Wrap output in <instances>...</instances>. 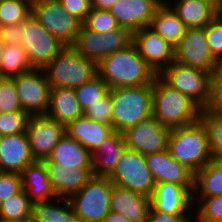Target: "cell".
Masks as SVG:
<instances>
[{
    "label": "cell",
    "instance_id": "cell-7",
    "mask_svg": "<svg viewBox=\"0 0 222 222\" xmlns=\"http://www.w3.org/2000/svg\"><path fill=\"white\" fill-rule=\"evenodd\" d=\"M32 16L65 46H73L82 23L59 0H33Z\"/></svg>",
    "mask_w": 222,
    "mask_h": 222
},
{
    "label": "cell",
    "instance_id": "cell-24",
    "mask_svg": "<svg viewBox=\"0 0 222 222\" xmlns=\"http://www.w3.org/2000/svg\"><path fill=\"white\" fill-rule=\"evenodd\" d=\"M126 149L122 133L114 131L91 153L93 176L109 177Z\"/></svg>",
    "mask_w": 222,
    "mask_h": 222
},
{
    "label": "cell",
    "instance_id": "cell-21",
    "mask_svg": "<svg viewBox=\"0 0 222 222\" xmlns=\"http://www.w3.org/2000/svg\"><path fill=\"white\" fill-rule=\"evenodd\" d=\"M34 162L26 132L0 137V172L21 174Z\"/></svg>",
    "mask_w": 222,
    "mask_h": 222
},
{
    "label": "cell",
    "instance_id": "cell-46",
    "mask_svg": "<svg viewBox=\"0 0 222 222\" xmlns=\"http://www.w3.org/2000/svg\"><path fill=\"white\" fill-rule=\"evenodd\" d=\"M194 214H168L155 211L151 206L146 222H193ZM193 217V218H192Z\"/></svg>",
    "mask_w": 222,
    "mask_h": 222
},
{
    "label": "cell",
    "instance_id": "cell-25",
    "mask_svg": "<svg viewBox=\"0 0 222 222\" xmlns=\"http://www.w3.org/2000/svg\"><path fill=\"white\" fill-rule=\"evenodd\" d=\"M21 178L22 187L33 204L57 198L43 161H35L27 165L21 173Z\"/></svg>",
    "mask_w": 222,
    "mask_h": 222
},
{
    "label": "cell",
    "instance_id": "cell-53",
    "mask_svg": "<svg viewBox=\"0 0 222 222\" xmlns=\"http://www.w3.org/2000/svg\"><path fill=\"white\" fill-rule=\"evenodd\" d=\"M29 222H40V221L32 215V216L29 218Z\"/></svg>",
    "mask_w": 222,
    "mask_h": 222
},
{
    "label": "cell",
    "instance_id": "cell-29",
    "mask_svg": "<svg viewBox=\"0 0 222 222\" xmlns=\"http://www.w3.org/2000/svg\"><path fill=\"white\" fill-rule=\"evenodd\" d=\"M149 28L158 33L174 48L181 42L188 29L179 19V16L165 2L152 17Z\"/></svg>",
    "mask_w": 222,
    "mask_h": 222
},
{
    "label": "cell",
    "instance_id": "cell-30",
    "mask_svg": "<svg viewBox=\"0 0 222 222\" xmlns=\"http://www.w3.org/2000/svg\"><path fill=\"white\" fill-rule=\"evenodd\" d=\"M222 195V159H212L194 178L193 198Z\"/></svg>",
    "mask_w": 222,
    "mask_h": 222
},
{
    "label": "cell",
    "instance_id": "cell-14",
    "mask_svg": "<svg viewBox=\"0 0 222 222\" xmlns=\"http://www.w3.org/2000/svg\"><path fill=\"white\" fill-rule=\"evenodd\" d=\"M170 131L151 116L124 130L122 136L128 149L145 156L167 150Z\"/></svg>",
    "mask_w": 222,
    "mask_h": 222
},
{
    "label": "cell",
    "instance_id": "cell-52",
    "mask_svg": "<svg viewBox=\"0 0 222 222\" xmlns=\"http://www.w3.org/2000/svg\"><path fill=\"white\" fill-rule=\"evenodd\" d=\"M217 8L219 12H222V0H216Z\"/></svg>",
    "mask_w": 222,
    "mask_h": 222
},
{
    "label": "cell",
    "instance_id": "cell-4",
    "mask_svg": "<svg viewBox=\"0 0 222 222\" xmlns=\"http://www.w3.org/2000/svg\"><path fill=\"white\" fill-rule=\"evenodd\" d=\"M113 129L122 133L152 116L153 84L111 89Z\"/></svg>",
    "mask_w": 222,
    "mask_h": 222
},
{
    "label": "cell",
    "instance_id": "cell-31",
    "mask_svg": "<svg viewBox=\"0 0 222 222\" xmlns=\"http://www.w3.org/2000/svg\"><path fill=\"white\" fill-rule=\"evenodd\" d=\"M33 216L40 222H80L66 198L34 203Z\"/></svg>",
    "mask_w": 222,
    "mask_h": 222
},
{
    "label": "cell",
    "instance_id": "cell-2",
    "mask_svg": "<svg viewBox=\"0 0 222 222\" xmlns=\"http://www.w3.org/2000/svg\"><path fill=\"white\" fill-rule=\"evenodd\" d=\"M200 112L193 101L159 76L154 79L152 116L158 123L170 129L188 126L199 120Z\"/></svg>",
    "mask_w": 222,
    "mask_h": 222
},
{
    "label": "cell",
    "instance_id": "cell-41",
    "mask_svg": "<svg viewBox=\"0 0 222 222\" xmlns=\"http://www.w3.org/2000/svg\"><path fill=\"white\" fill-rule=\"evenodd\" d=\"M112 110L111 89H109L102 98L87 108L83 115L94 121L113 126Z\"/></svg>",
    "mask_w": 222,
    "mask_h": 222
},
{
    "label": "cell",
    "instance_id": "cell-51",
    "mask_svg": "<svg viewBox=\"0 0 222 222\" xmlns=\"http://www.w3.org/2000/svg\"><path fill=\"white\" fill-rule=\"evenodd\" d=\"M4 48H5V43L2 41L1 36H0V60L3 55Z\"/></svg>",
    "mask_w": 222,
    "mask_h": 222
},
{
    "label": "cell",
    "instance_id": "cell-15",
    "mask_svg": "<svg viewBox=\"0 0 222 222\" xmlns=\"http://www.w3.org/2000/svg\"><path fill=\"white\" fill-rule=\"evenodd\" d=\"M26 134L33 158L43 161L51 156L54 147L66 134V126L47 115L31 116Z\"/></svg>",
    "mask_w": 222,
    "mask_h": 222
},
{
    "label": "cell",
    "instance_id": "cell-49",
    "mask_svg": "<svg viewBox=\"0 0 222 222\" xmlns=\"http://www.w3.org/2000/svg\"><path fill=\"white\" fill-rule=\"evenodd\" d=\"M117 0H91V8L110 10Z\"/></svg>",
    "mask_w": 222,
    "mask_h": 222
},
{
    "label": "cell",
    "instance_id": "cell-9",
    "mask_svg": "<svg viewBox=\"0 0 222 222\" xmlns=\"http://www.w3.org/2000/svg\"><path fill=\"white\" fill-rule=\"evenodd\" d=\"M109 178L114 185L149 198L153 195L156 184L145 156L128 148Z\"/></svg>",
    "mask_w": 222,
    "mask_h": 222
},
{
    "label": "cell",
    "instance_id": "cell-28",
    "mask_svg": "<svg viewBox=\"0 0 222 222\" xmlns=\"http://www.w3.org/2000/svg\"><path fill=\"white\" fill-rule=\"evenodd\" d=\"M49 159L64 168H92V155L67 133L54 147Z\"/></svg>",
    "mask_w": 222,
    "mask_h": 222
},
{
    "label": "cell",
    "instance_id": "cell-54",
    "mask_svg": "<svg viewBox=\"0 0 222 222\" xmlns=\"http://www.w3.org/2000/svg\"><path fill=\"white\" fill-rule=\"evenodd\" d=\"M196 222H220V221H196Z\"/></svg>",
    "mask_w": 222,
    "mask_h": 222
},
{
    "label": "cell",
    "instance_id": "cell-1",
    "mask_svg": "<svg viewBox=\"0 0 222 222\" xmlns=\"http://www.w3.org/2000/svg\"><path fill=\"white\" fill-rule=\"evenodd\" d=\"M98 75L109 89L153 84L158 76L140 56L133 42L125 49L104 57L98 63Z\"/></svg>",
    "mask_w": 222,
    "mask_h": 222
},
{
    "label": "cell",
    "instance_id": "cell-43",
    "mask_svg": "<svg viewBox=\"0 0 222 222\" xmlns=\"http://www.w3.org/2000/svg\"><path fill=\"white\" fill-rule=\"evenodd\" d=\"M204 29L211 53L222 64V14L219 13Z\"/></svg>",
    "mask_w": 222,
    "mask_h": 222
},
{
    "label": "cell",
    "instance_id": "cell-32",
    "mask_svg": "<svg viewBox=\"0 0 222 222\" xmlns=\"http://www.w3.org/2000/svg\"><path fill=\"white\" fill-rule=\"evenodd\" d=\"M34 69L21 45H5L0 60V78H13Z\"/></svg>",
    "mask_w": 222,
    "mask_h": 222
},
{
    "label": "cell",
    "instance_id": "cell-23",
    "mask_svg": "<svg viewBox=\"0 0 222 222\" xmlns=\"http://www.w3.org/2000/svg\"><path fill=\"white\" fill-rule=\"evenodd\" d=\"M113 126L82 115L66 126V133L90 153L94 152L112 133Z\"/></svg>",
    "mask_w": 222,
    "mask_h": 222
},
{
    "label": "cell",
    "instance_id": "cell-12",
    "mask_svg": "<svg viewBox=\"0 0 222 222\" xmlns=\"http://www.w3.org/2000/svg\"><path fill=\"white\" fill-rule=\"evenodd\" d=\"M21 102L22 110L30 116L47 115L51 86L43 69H32L12 78Z\"/></svg>",
    "mask_w": 222,
    "mask_h": 222
},
{
    "label": "cell",
    "instance_id": "cell-40",
    "mask_svg": "<svg viewBox=\"0 0 222 222\" xmlns=\"http://www.w3.org/2000/svg\"><path fill=\"white\" fill-rule=\"evenodd\" d=\"M23 111L12 78H0V113Z\"/></svg>",
    "mask_w": 222,
    "mask_h": 222
},
{
    "label": "cell",
    "instance_id": "cell-42",
    "mask_svg": "<svg viewBox=\"0 0 222 222\" xmlns=\"http://www.w3.org/2000/svg\"><path fill=\"white\" fill-rule=\"evenodd\" d=\"M201 111L222 112V66L210 74L208 100Z\"/></svg>",
    "mask_w": 222,
    "mask_h": 222
},
{
    "label": "cell",
    "instance_id": "cell-33",
    "mask_svg": "<svg viewBox=\"0 0 222 222\" xmlns=\"http://www.w3.org/2000/svg\"><path fill=\"white\" fill-rule=\"evenodd\" d=\"M199 120L206 129L212 159H222V112L201 111Z\"/></svg>",
    "mask_w": 222,
    "mask_h": 222
},
{
    "label": "cell",
    "instance_id": "cell-3",
    "mask_svg": "<svg viewBox=\"0 0 222 222\" xmlns=\"http://www.w3.org/2000/svg\"><path fill=\"white\" fill-rule=\"evenodd\" d=\"M167 150L194 174L212 160L207 132L200 120L188 126L171 129Z\"/></svg>",
    "mask_w": 222,
    "mask_h": 222
},
{
    "label": "cell",
    "instance_id": "cell-47",
    "mask_svg": "<svg viewBox=\"0 0 222 222\" xmlns=\"http://www.w3.org/2000/svg\"><path fill=\"white\" fill-rule=\"evenodd\" d=\"M24 22L0 27V36L5 45H21Z\"/></svg>",
    "mask_w": 222,
    "mask_h": 222
},
{
    "label": "cell",
    "instance_id": "cell-11",
    "mask_svg": "<svg viewBox=\"0 0 222 222\" xmlns=\"http://www.w3.org/2000/svg\"><path fill=\"white\" fill-rule=\"evenodd\" d=\"M21 46L32 67L36 69H43L66 47L32 15L24 22Z\"/></svg>",
    "mask_w": 222,
    "mask_h": 222
},
{
    "label": "cell",
    "instance_id": "cell-16",
    "mask_svg": "<svg viewBox=\"0 0 222 222\" xmlns=\"http://www.w3.org/2000/svg\"><path fill=\"white\" fill-rule=\"evenodd\" d=\"M133 43L140 56L157 74L175 61V48L149 27L135 31Z\"/></svg>",
    "mask_w": 222,
    "mask_h": 222
},
{
    "label": "cell",
    "instance_id": "cell-20",
    "mask_svg": "<svg viewBox=\"0 0 222 222\" xmlns=\"http://www.w3.org/2000/svg\"><path fill=\"white\" fill-rule=\"evenodd\" d=\"M51 186L57 198L69 199L78 193L93 177L92 168H64L49 158L43 160Z\"/></svg>",
    "mask_w": 222,
    "mask_h": 222
},
{
    "label": "cell",
    "instance_id": "cell-39",
    "mask_svg": "<svg viewBox=\"0 0 222 222\" xmlns=\"http://www.w3.org/2000/svg\"><path fill=\"white\" fill-rule=\"evenodd\" d=\"M30 117L24 111L0 113V137L26 132Z\"/></svg>",
    "mask_w": 222,
    "mask_h": 222
},
{
    "label": "cell",
    "instance_id": "cell-38",
    "mask_svg": "<svg viewBox=\"0 0 222 222\" xmlns=\"http://www.w3.org/2000/svg\"><path fill=\"white\" fill-rule=\"evenodd\" d=\"M83 25L92 31L105 33L114 29H118L120 26L117 23L116 18L111 14L109 10L94 9L92 8L87 15Z\"/></svg>",
    "mask_w": 222,
    "mask_h": 222
},
{
    "label": "cell",
    "instance_id": "cell-17",
    "mask_svg": "<svg viewBox=\"0 0 222 222\" xmlns=\"http://www.w3.org/2000/svg\"><path fill=\"white\" fill-rule=\"evenodd\" d=\"M164 0H117L109 10L120 27L135 31L149 27L152 17Z\"/></svg>",
    "mask_w": 222,
    "mask_h": 222
},
{
    "label": "cell",
    "instance_id": "cell-50",
    "mask_svg": "<svg viewBox=\"0 0 222 222\" xmlns=\"http://www.w3.org/2000/svg\"><path fill=\"white\" fill-rule=\"evenodd\" d=\"M0 222H29V218L19 219V220H3V219H0Z\"/></svg>",
    "mask_w": 222,
    "mask_h": 222
},
{
    "label": "cell",
    "instance_id": "cell-22",
    "mask_svg": "<svg viewBox=\"0 0 222 222\" xmlns=\"http://www.w3.org/2000/svg\"><path fill=\"white\" fill-rule=\"evenodd\" d=\"M187 28H203L220 12L216 0H164ZM173 4V5H172Z\"/></svg>",
    "mask_w": 222,
    "mask_h": 222
},
{
    "label": "cell",
    "instance_id": "cell-34",
    "mask_svg": "<svg viewBox=\"0 0 222 222\" xmlns=\"http://www.w3.org/2000/svg\"><path fill=\"white\" fill-rule=\"evenodd\" d=\"M33 215V203L24 189L0 203V219L19 220Z\"/></svg>",
    "mask_w": 222,
    "mask_h": 222
},
{
    "label": "cell",
    "instance_id": "cell-35",
    "mask_svg": "<svg viewBox=\"0 0 222 222\" xmlns=\"http://www.w3.org/2000/svg\"><path fill=\"white\" fill-rule=\"evenodd\" d=\"M33 0H3L0 3V27L25 22L32 15Z\"/></svg>",
    "mask_w": 222,
    "mask_h": 222
},
{
    "label": "cell",
    "instance_id": "cell-19",
    "mask_svg": "<svg viewBox=\"0 0 222 222\" xmlns=\"http://www.w3.org/2000/svg\"><path fill=\"white\" fill-rule=\"evenodd\" d=\"M148 168L156 183L173 182L194 192L195 174L173 158L168 150L145 155Z\"/></svg>",
    "mask_w": 222,
    "mask_h": 222
},
{
    "label": "cell",
    "instance_id": "cell-48",
    "mask_svg": "<svg viewBox=\"0 0 222 222\" xmlns=\"http://www.w3.org/2000/svg\"><path fill=\"white\" fill-rule=\"evenodd\" d=\"M103 222H136V221L131 220L130 218L125 217L124 215L111 210L108 213V215L105 217Z\"/></svg>",
    "mask_w": 222,
    "mask_h": 222
},
{
    "label": "cell",
    "instance_id": "cell-13",
    "mask_svg": "<svg viewBox=\"0 0 222 222\" xmlns=\"http://www.w3.org/2000/svg\"><path fill=\"white\" fill-rule=\"evenodd\" d=\"M175 61L209 74L222 66L210 51L204 27L187 29L175 47Z\"/></svg>",
    "mask_w": 222,
    "mask_h": 222
},
{
    "label": "cell",
    "instance_id": "cell-44",
    "mask_svg": "<svg viewBox=\"0 0 222 222\" xmlns=\"http://www.w3.org/2000/svg\"><path fill=\"white\" fill-rule=\"evenodd\" d=\"M23 189L19 173L0 172V203Z\"/></svg>",
    "mask_w": 222,
    "mask_h": 222
},
{
    "label": "cell",
    "instance_id": "cell-8",
    "mask_svg": "<svg viewBox=\"0 0 222 222\" xmlns=\"http://www.w3.org/2000/svg\"><path fill=\"white\" fill-rule=\"evenodd\" d=\"M132 42L133 34L123 27L99 33L82 24L72 47L85 58L99 63L104 57L125 49Z\"/></svg>",
    "mask_w": 222,
    "mask_h": 222
},
{
    "label": "cell",
    "instance_id": "cell-45",
    "mask_svg": "<svg viewBox=\"0 0 222 222\" xmlns=\"http://www.w3.org/2000/svg\"><path fill=\"white\" fill-rule=\"evenodd\" d=\"M63 8L76 17L82 24L91 11V0H59Z\"/></svg>",
    "mask_w": 222,
    "mask_h": 222
},
{
    "label": "cell",
    "instance_id": "cell-27",
    "mask_svg": "<svg viewBox=\"0 0 222 222\" xmlns=\"http://www.w3.org/2000/svg\"><path fill=\"white\" fill-rule=\"evenodd\" d=\"M83 115L73 88H51L50 105L47 116L67 126Z\"/></svg>",
    "mask_w": 222,
    "mask_h": 222
},
{
    "label": "cell",
    "instance_id": "cell-5",
    "mask_svg": "<svg viewBox=\"0 0 222 222\" xmlns=\"http://www.w3.org/2000/svg\"><path fill=\"white\" fill-rule=\"evenodd\" d=\"M43 70L51 88L75 89L98 76V63L66 46Z\"/></svg>",
    "mask_w": 222,
    "mask_h": 222
},
{
    "label": "cell",
    "instance_id": "cell-37",
    "mask_svg": "<svg viewBox=\"0 0 222 222\" xmlns=\"http://www.w3.org/2000/svg\"><path fill=\"white\" fill-rule=\"evenodd\" d=\"M195 221L222 222V195L193 198ZM197 208V209H196Z\"/></svg>",
    "mask_w": 222,
    "mask_h": 222
},
{
    "label": "cell",
    "instance_id": "cell-26",
    "mask_svg": "<svg viewBox=\"0 0 222 222\" xmlns=\"http://www.w3.org/2000/svg\"><path fill=\"white\" fill-rule=\"evenodd\" d=\"M110 209L136 222H146L150 209L148 196L114 185Z\"/></svg>",
    "mask_w": 222,
    "mask_h": 222
},
{
    "label": "cell",
    "instance_id": "cell-18",
    "mask_svg": "<svg viewBox=\"0 0 222 222\" xmlns=\"http://www.w3.org/2000/svg\"><path fill=\"white\" fill-rule=\"evenodd\" d=\"M150 206L161 213L194 214L193 194L185 186L173 182L155 184Z\"/></svg>",
    "mask_w": 222,
    "mask_h": 222
},
{
    "label": "cell",
    "instance_id": "cell-10",
    "mask_svg": "<svg viewBox=\"0 0 222 222\" xmlns=\"http://www.w3.org/2000/svg\"><path fill=\"white\" fill-rule=\"evenodd\" d=\"M158 76L170 87L184 94L201 110L209 95L210 74L173 61Z\"/></svg>",
    "mask_w": 222,
    "mask_h": 222
},
{
    "label": "cell",
    "instance_id": "cell-36",
    "mask_svg": "<svg viewBox=\"0 0 222 222\" xmlns=\"http://www.w3.org/2000/svg\"><path fill=\"white\" fill-rule=\"evenodd\" d=\"M108 91V85L99 75L93 80L75 88L77 100L83 112L102 98Z\"/></svg>",
    "mask_w": 222,
    "mask_h": 222
},
{
    "label": "cell",
    "instance_id": "cell-6",
    "mask_svg": "<svg viewBox=\"0 0 222 222\" xmlns=\"http://www.w3.org/2000/svg\"><path fill=\"white\" fill-rule=\"evenodd\" d=\"M114 184L109 177H95L68 200L80 222H103L111 211Z\"/></svg>",
    "mask_w": 222,
    "mask_h": 222
}]
</instances>
